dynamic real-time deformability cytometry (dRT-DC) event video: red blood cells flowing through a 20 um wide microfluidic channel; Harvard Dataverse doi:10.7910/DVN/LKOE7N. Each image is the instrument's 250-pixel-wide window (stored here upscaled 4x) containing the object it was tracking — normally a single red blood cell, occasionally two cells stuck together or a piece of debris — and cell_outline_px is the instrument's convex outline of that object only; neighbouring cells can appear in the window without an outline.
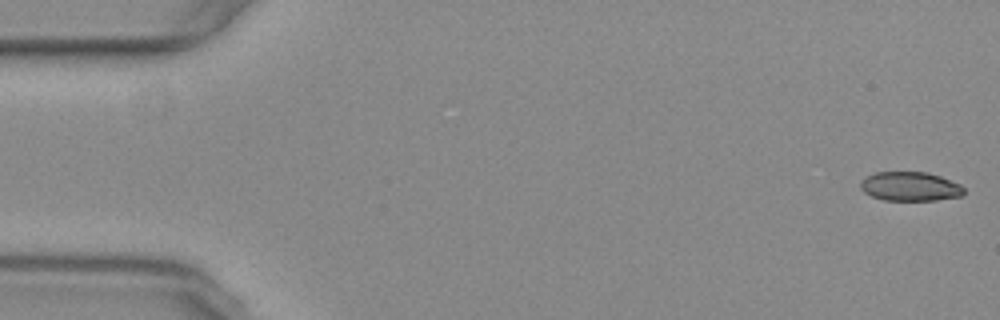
{"species": "common noctule bat (a hibernating species)", "species_latin": "Nyctalus noctula", "temperature_condition": "warm", "stored_images_in_passage": 54, "camera_frame_rate_fps": 3000, "um_per_image_px": 0.085, "animal": {"sex": "female", "body_mass_g": 29.2, "forearm_length_mm": 56.3}, "frame": {"image": 1, "passage_image": 1, "time_ms": 0.0, "image_size_px": [1000, 320], "cell_outline_px": [[964, 196], [936, 200], [884, 200], [872, 196], [864, 192], [860, 188], [860, 180], [864, 176], [876, 172], [928, 172], [940, 176], [960, 184], [964, 188]], "centroid_in_image_um": [77.35, 15.84], "position_along_channel_um": 7.6, "area_um2": 17.74}}
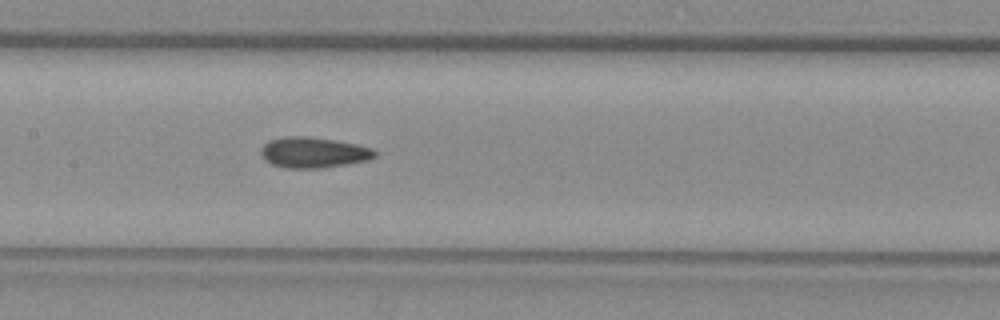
{"frame": {"image": 2, "passage_image": 26, "time_ms": 8.333, "image_size_px": [1000, 320], "cell_outline_px": [[376, 156], [368, 160], [344, 164], [316, 168], [284, 168], [272, 164], [264, 160], [260, 152], [264, 144], [268, 140], [284, 136], [308, 136], [356, 144], [372, 148], [376, 152]], "centroid_in_image_um": [26.6, 12.95], "position_along_channel_um": 180.8, "area_um2": 20.23}}
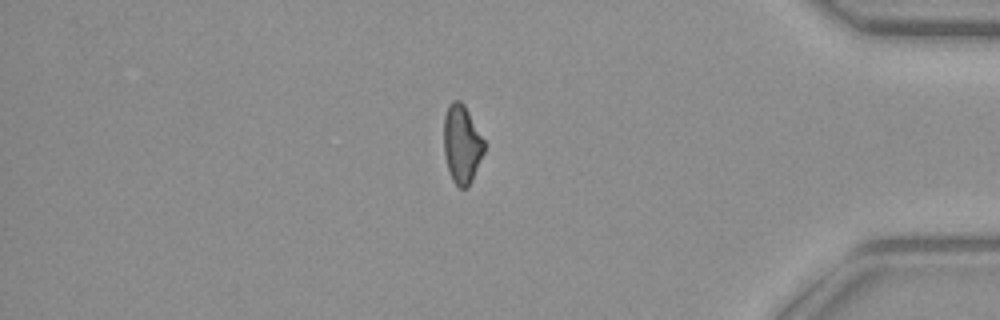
{"frame": {"image": 3, "passage_image": 46, "time_ms": 15.0, "image_size_px": [1000, 320], "cell_outline_px": [[484, 152], [472, 180], [468, 188], [460, 188], [452, 180], [448, 172], [444, 152], [444, 116], [448, 104], [452, 100], [460, 100], [464, 104], [484, 140]], "centroid_in_image_um": [39.24, 12.25], "position_along_channel_um": 396.0, "area_um2": 18.5}, "authors_computed_cell_mechanics": {"area_um2": 19.1318, "velocity_mm_per_s": 3.7756, "shape_relaxation_time_tau1_ms": null, "shape_relaxation_time_tau2_ms": 3.4307, "deformation_change_tau1": null, "deformation_change_tau2": 0.0902}}